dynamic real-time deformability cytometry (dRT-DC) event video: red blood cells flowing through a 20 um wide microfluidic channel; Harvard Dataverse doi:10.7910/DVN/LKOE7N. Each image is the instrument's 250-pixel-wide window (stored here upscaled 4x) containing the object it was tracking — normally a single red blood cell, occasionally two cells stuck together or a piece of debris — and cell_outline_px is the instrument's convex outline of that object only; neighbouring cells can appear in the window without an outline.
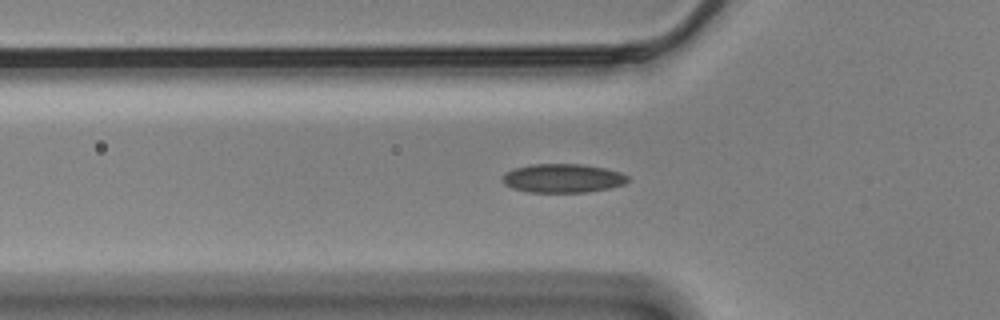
{"species": "Egyptian fruit bat (a non-hibernating species)", "species_latin": "Rousettus aegyptiacus", "temperature_condition": "cold", "stored_images_in_passage": 52, "camera_frame_rate_fps": 3000, "um_per_image_px": 0.085, "animal": {"sex": "male"}, "frame": {"image": 1, "passage_image": 18, "time_ms": 5.667, "image_size_px": [1000, 320], "cell_outline_px": [[628, 180], [624, 184], [608, 188], [588, 192], [528, 192], [512, 188], [504, 184], [500, 176], [504, 172], [516, 168], [532, 164], [580, 164], [604, 168], [620, 172], [628, 176]], "centroid_in_image_um": [47.79, 15.15], "position_along_channel_um": 78.0, "area_um2": 21.04}}
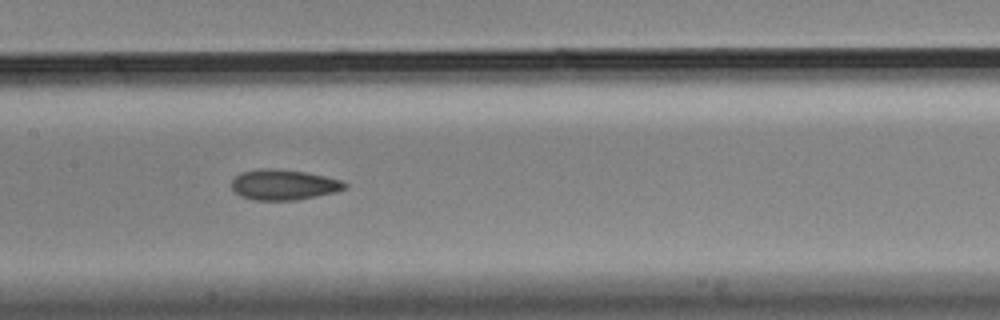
{"frame": {"image": 2, "passage_image": 27, "time_ms": 8.667, "image_size_px": [1000, 320], "cell_outline_px": [[348, 184], [344, 188], [336, 192], [296, 200], [252, 200], [240, 196], [232, 188], [232, 180], [236, 176], [244, 172], [260, 168], [272, 168], [304, 172], [324, 176], [340, 180]], "centroid_in_image_um": [24.1, 15.71], "position_along_channel_um": 183.3, "area_um2": 19.88}}
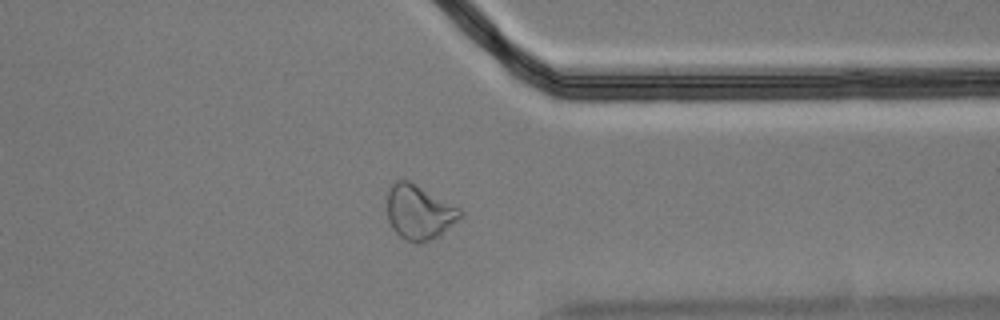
{"frame": {"image": 3, "passage_image": 44, "time_ms": 14.333, "image_size_px": [1000, 320], "cell_outline_px": [[464, 216], [436, 236], [420, 244], [416, 244], [400, 236], [392, 228], [388, 220], [388, 192], [392, 184], [396, 180], [408, 180], [416, 184], [460, 208], [464, 212]], "centroid_in_image_um": [35.63, 18.03], "position_along_channel_um": 375.8, "area_um2": 22.95}}